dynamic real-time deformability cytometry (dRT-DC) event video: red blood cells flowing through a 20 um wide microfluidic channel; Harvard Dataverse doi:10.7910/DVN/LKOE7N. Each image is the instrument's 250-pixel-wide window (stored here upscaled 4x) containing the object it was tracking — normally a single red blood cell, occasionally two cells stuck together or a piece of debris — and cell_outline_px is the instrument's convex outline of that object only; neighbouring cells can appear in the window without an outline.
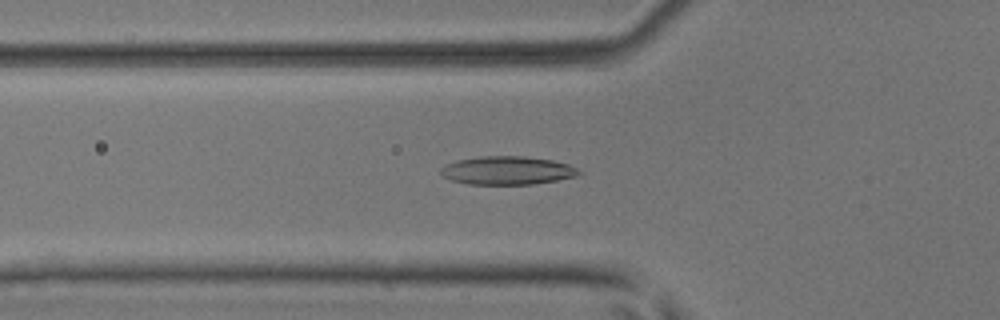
{"species": "common noctule bat (a hibernating species)", "species_latin": "Nyctalus noctula", "temperature_condition": "room temperature", "stored_images_in_passage": 51, "camera_frame_rate_fps": 3000, "um_per_image_px": 0.085, "animal": {"sex": "male", "body_mass_g": 17.9, "forearm_length_mm": 54.2}, "frame": {"image": 1, "passage_image": 18, "time_ms": 5.667, "image_size_px": [1000, 320], "cell_outline_px": [[584, 172], [576, 176], [556, 180], [532, 184], [468, 184], [452, 180], [444, 176], [440, 172], [440, 168], [456, 160], [480, 156], [524, 156], [552, 160], [568, 164]], "centroid_in_image_um": [43.13, 14.48], "position_along_channel_um": 82.7, "area_um2": 22.72}}
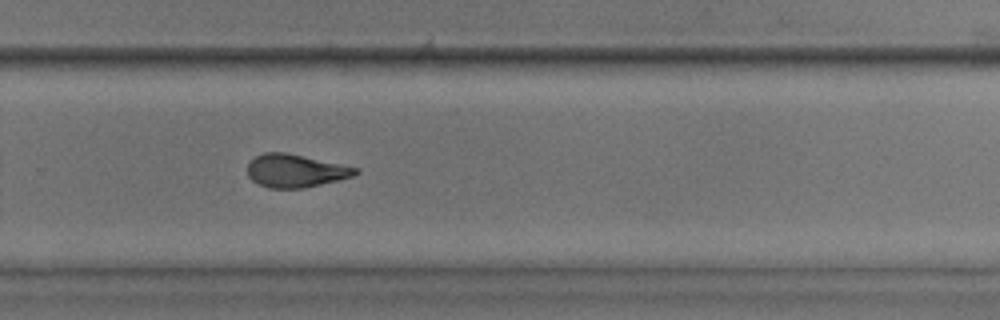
{"frame": {"image": 2, "passage_image": 34, "time_ms": 11.0, "image_size_px": [1000, 320], "cell_outline_px": [[360, 172], [352, 176], [340, 180], [304, 188], [268, 188], [256, 184], [248, 176], [248, 160], [264, 152], [284, 152], [360, 168]], "centroid_in_image_um": [25.1, 14.52], "position_along_channel_um": 304.7, "area_um2": 20.92}}
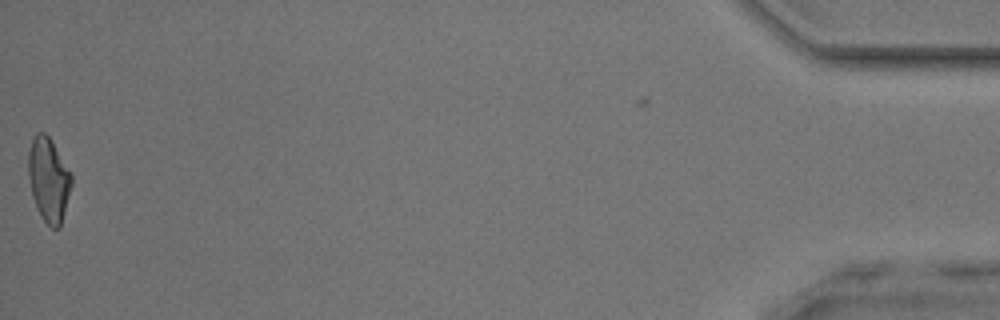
{"frame": {"image": 3, "passage_image": 50, "time_ms": 16.333, "image_size_px": [1000, 320], "cell_outline_px": [[72, 184], [60, 228], [52, 228], [40, 216], [36, 208], [32, 196], [28, 176], [28, 152], [32, 136], [36, 132], [44, 132], [48, 136], [72, 176]], "centroid_in_image_um": [4.1, 15.28], "position_along_channel_um": 431.1, "area_um2": 21.04}, "authors_computed_cell_mechanics": {"area_um2": 21.2704, "velocity_mm_per_s": 4.1702, "shape_relaxation_time_tau1_ms": 7.1673, "shape_relaxation_time_tau2_ms": 2.2203, "deformation_change_tau1": 0.2048, "deformation_change_tau2": 0.0924}}